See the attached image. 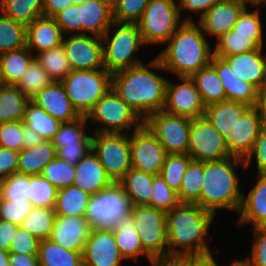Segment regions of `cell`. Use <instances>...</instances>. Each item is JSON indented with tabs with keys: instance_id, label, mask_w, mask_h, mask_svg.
Wrapping results in <instances>:
<instances>
[{
	"instance_id": "cell-1",
	"label": "cell",
	"mask_w": 266,
	"mask_h": 266,
	"mask_svg": "<svg viewBox=\"0 0 266 266\" xmlns=\"http://www.w3.org/2000/svg\"><path fill=\"white\" fill-rule=\"evenodd\" d=\"M147 66L143 63L112 74V89L143 121L163 110L168 82L154 72L164 70L156 57Z\"/></svg>"
},
{
	"instance_id": "cell-2",
	"label": "cell",
	"mask_w": 266,
	"mask_h": 266,
	"mask_svg": "<svg viewBox=\"0 0 266 266\" xmlns=\"http://www.w3.org/2000/svg\"><path fill=\"white\" fill-rule=\"evenodd\" d=\"M183 21L156 58L164 71L179 77H191L210 64L213 51L200 25L191 16Z\"/></svg>"
},
{
	"instance_id": "cell-3",
	"label": "cell",
	"mask_w": 266,
	"mask_h": 266,
	"mask_svg": "<svg viewBox=\"0 0 266 266\" xmlns=\"http://www.w3.org/2000/svg\"><path fill=\"white\" fill-rule=\"evenodd\" d=\"M215 216L195 203H180L166 212L168 258L210 252L205 236Z\"/></svg>"
},
{
	"instance_id": "cell-4",
	"label": "cell",
	"mask_w": 266,
	"mask_h": 266,
	"mask_svg": "<svg viewBox=\"0 0 266 266\" xmlns=\"http://www.w3.org/2000/svg\"><path fill=\"white\" fill-rule=\"evenodd\" d=\"M239 163L245 166L244 160L236 156L205 161L202 191L195 204L214 214L218 209L238 213L243 196L235 169Z\"/></svg>"
},
{
	"instance_id": "cell-5",
	"label": "cell",
	"mask_w": 266,
	"mask_h": 266,
	"mask_svg": "<svg viewBox=\"0 0 266 266\" xmlns=\"http://www.w3.org/2000/svg\"><path fill=\"white\" fill-rule=\"evenodd\" d=\"M102 44L103 65L112 74L143 64L134 58L139 48L143 45L145 47L141 31L136 23L114 21L102 36Z\"/></svg>"
},
{
	"instance_id": "cell-6",
	"label": "cell",
	"mask_w": 266,
	"mask_h": 266,
	"mask_svg": "<svg viewBox=\"0 0 266 266\" xmlns=\"http://www.w3.org/2000/svg\"><path fill=\"white\" fill-rule=\"evenodd\" d=\"M67 96L80 116H88L96 103L112 88V73L105 68L71 70L61 81Z\"/></svg>"
},
{
	"instance_id": "cell-7",
	"label": "cell",
	"mask_w": 266,
	"mask_h": 266,
	"mask_svg": "<svg viewBox=\"0 0 266 266\" xmlns=\"http://www.w3.org/2000/svg\"><path fill=\"white\" fill-rule=\"evenodd\" d=\"M175 0H150L137 23L144 44H166L183 23Z\"/></svg>"
},
{
	"instance_id": "cell-8",
	"label": "cell",
	"mask_w": 266,
	"mask_h": 266,
	"mask_svg": "<svg viewBox=\"0 0 266 266\" xmlns=\"http://www.w3.org/2000/svg\"><path fill=\"white\" fill-rule=\"evenodd\" d=\"M143 249L154 259L168 258L166 212L146 205L131 206Z\"/></svg>"
},
{
	"instance_id": "cell-9",
	"label": "cell",
	"mask_w": 266,
	"mask_h": 266,
	"mask_svg": "<svg viewBox=\"0 0 266 266\" xmlns=\"http://www.w3.org/2000/svg\"><path fill=\"white\" fill-rule=\"evenodd\" d=\"M129 198L118 183L92 195L85 218L92 229H112L121 218L130 214Z\"/></svg>"
},
{
	"instance_id": "cell-10",
	"label": "cell",
	"mask_w": 266,
	"mask_h": 266,
	"mask_svg": "<svg viewBox=\"0 0 266 266\" xmlns=\"http://www.w3.org/2000/svg\"><path fill=\"white\" fill-rule=\"evenodd\" d=\"M92 151L113 183H118L132 168L130 136L127 133H95L92 135Z\"/></svg>"
},
{
	"instance_id": "cell-11",
	"label": "cell",
	"mask_w": 266,
	"mask_h": 266,
	"mask_svg": "<svg viewBox=\"0 0 266 266\" xmlns=\"http://www.w3.org/2000/svg\"><path fill=\"white\" fill-rule=\"evenodd\" d=\"M87 119L102 125L95 133H128L129 128L136 130L144 124L112 88L96 103Z\"/></svg>"
},
{
	"instance_id": "cell-12",
	"label": "cell",
	"mask_w": 266,
	"mask_h": 266,
	"mask_svg": "<svg viewBox=\"0 0 266 266\" xmlns=\"http://www.w3.org/2000/svg\"><path fill=\"white\" fill-rule=\"evenodd\" d=\"M191 118L159 111L144 124L156 136L167 154H188Z\"/></svg>"
},
{
	"instance_id": "cell-13",
	"label": "cell",
	"mask_w": 266,
	"mask_h": 266,
	"mask_svg": "<svg viewBox=\"0 0 266 266\" xmlns=\"http://www.w3.org/2000/svg\"><path fill=\"white\" fill-rule=\"evenodd\" d=\"M188 155L195 161H214L230 157L226 139L205 116L191 120Z\"/></svg>"
},
{
	"instance_id": "cell-14",
	"label": "cell",
	"mask_w": 266,
	"mask_h": 266,
	"mask_svg": "<svg viewBox=\"0 0 266 266\" xmlns=\"http://www.w3.org/2000/svg\"><path fill=\"white\" fill-rule=\"evenodd\" d=\"M129 136L132 168L151 175H160L168 154L156 136L145 124L133 129Z\"/></svg>"
},
{
	"instance_id": "cell-15",
	"label": "cell",
	"mask_w": 266,
	"mask_h": 266,
	"mask_svg": "<svg viewBox=\"0 0 266 266\" xmlns=\"http://www.w3.org/2000/svg\"><path fill=\"white\" fill-rule=\"evenodd\" d=\"M175 84L168 80L163 111L191 119L204 116L206 106L190 77H179Z\"/></svg>"
},
{
	"instance_id": "cell-16",
	"label": "cell",
	"mask_w": 266,
	"mask_h": 266,
	"mask_svg": "<svg viewBox=\"0 0 266 266\" xmlns=\"http://www.w3.org/2000/svg\"><path fill=\"white\" fill-rule=\"evenodd\" d=\"M65 49L72 70L103 69L102 37L90 34L64 36Z\"/></svg>"
},
{
	"instance_id": "cell-17",
	"label": "cell",
	"mask_w": 266,
	"mask_h": 266,
	"mask_svg": "<svg viewBox=\"0 0 266 266\" xmlns=\"http://www.w3.org/2000/svg\"><path fill=\"white\" fill-rule=\"evenodd\" d=\"M84 266H122L113 229H91L82 252Z\"/></svg>"
},
{
	"instance_id": "cell-18",
	"label": "cell",
	"mask_w": 266,
	"mask_h": 266,
	"mask_svg": "<svg viewBox=\"0 0 266 266\" xmlns=\"http://www.w3.org/2000/svg\"><path fill=\"white\" fill-rule=\"evenodd\" d=\"M261 4L265 3H251L249 0H221L199 18L198 24L203 32L218 39L233 29L247 5L257 7Z\"/></svg>"
},
{
	"instance_id": "cell-19",
	"label": "cell",
	"mask_w": 266,
	"mask_h": 266,
	"mask_svg": "<svg viewBox=\"0 0 266 266\" xmlns=\"http://www.w3.org/2000/svg\"><path fill=\"white\" fill-rule=\"evenodd\" d=\"M261 128V116L258 108L250 107L237 121L226 139L230 155L244 159L252 150Z\"/></svg>"
},
{
	"instance_id": "cell-20",
	"label": "cell",
	"mask_w": 266,
	"mask_h": 266,
	"mask_svg": "<svg viewBox=\"0 0 266 266\" xmlns=\"http://www.w3.org/2000/svg\"><path fill=\"white\" fill-rule=\"evenodd\" d=\"M91 229L85 217L56 215L49 239L65 249L83 252Z\"/></svg>"
},
{
	"instance_id": "cell-21",
	"label": "cell",
	"mask_w": 266,
	"mask_h": 266,
	"mask_svg": "<svg viewBox=\"0 0 266 266\" xmlns=\"http://www.w3.org/2000/svg\"><path fill=\"white\" fill-rule=\"evenodd\" d=\"M31 101L60 123L73 122L81 117L73 107L61 82H52L38 92Z\"/></svg>"
},
{
	"instance_id": "cell-22",
	"label": "cell",
	"mask_w": 266,
	"mask_h": 266,
	"mask_svg": "<svg viewBox=\"0 0 266 266\" xmlns=\"http://www.w3.org/2000/svg\"><path fill=\"white\" fill-rule=\"evenodd\" d=\"M210 64L221 79L226 100L242 102L250 107L257 106L259 90L255 86L239 79L223 58L213 55Z\"/></svg>"
},
{
	"instance_id": "cell-23",
	"label": "cell",
	"mask_w": 266,
	"mask_h": 266,
	"mask_svg": "<svg viewBox=\"0 0 266 266\" xmlns=\"http://www.w3.org/2000/svg\"><path fill=\"white\" fill-rule=\"evenodd\" d=\"M217 57L223 58L239 79L258 90L266 82V54L262 50Z\"/></svg>"
},
{
	"instance_id": "cell-24",
	"label": "cell",
	"mask_w": 266,
	"mask_h": 266,
	"mask_svg": "<svg viewBox=\"0 0 266 266\" xmlns=\"http://www.w3.org/2000/svg\"><path fill=\"white\" fill-rule=\"evenodd\" d=\"M112 184L113 182L106 175L105 169L92 150L75 165L73 185L89 195L92 196Z\"/></svg>"
},
{
	"instance_id": "cell-25",
	"label": "cell",
	"mask_w": 266,
	"mask_h": 266,
	"mask_svg": "<svg viewBox=\"0 0 266 266\" xmlns=\"http://www.w3.org/2000/svg\"><path fill=\"white\" fill-rule=\"evenodd\" d=\"M64 34L55 18L40 16L26 31V47L34 54L53 49L62 44Z\"/></svg>"
},
{
	"instance_id": "cell-26",
	"label": "cell",
	"mask_w": 266,
	"mask_h": 266,
	"mask_svg": "<svg viewBox=\"0 0 266 266\" xmlns=\"http://www.w3.org/2000/svg\"><path fill=\"white\" fill-rule=\"evenodd\" d=\"M82 34L102 37L113 19L112 0H87L80 5Z\"/></svg>"
},
{
	"instance_id": "cell-27",
	"label": "cell",
	"mask_w": 266,
	"mask_h": 266,
	"mask_svg": "<svg viewBox=\"0 0 266 266\" xmlns=\"http://www.w3.org/2000/svg\"><path fill=\"white\" fill-rule=\"evenodd\" d=\"M255 186L245 196L238 211L241 224L252 223L254 227H266V173H258Z\"/></svg>"
},
{
	"instance_id": "cell-28",
	"label": "cell",
	"mask_w": 266,
	"mask_h": 266,
	"mask_svg": "<svg viewBox=\"0 0 266 266\" xmlns=\"http://www.w3.org/2000/svg\"><path fill=\"white\" fill-rule=\"evenodd\" d=\"M250 108L245 103L225 100L207 106L204 116L219 131L224 139H227L237 121Z\"/></svg>"
},
{
	"instance_id": "cell-29",
	"label": "cell",
	"mask_w": 266,
	"mask_h": 266,
	"mask_svg": "<svg viewBox=\"0 0 266 266\" xmlns=\"http://www.w3.org/2000/svg\"><path fill=\"white\" fill-rule=\"evenodd\" d=\"M112 229L117 247L124 261H136L138 257L142 255L147 256L151 264L155 261L143 249L139 233L136 231V225L130 214L121 218L117 226Z\"/></svg>"
},
{
	"instance_id": "cell-30",
	"label": "cell",
	"mask_w": 266,
	"mask_h": 266,
	"mask_svg": "<svg viewBox=\"0 0 266 266\" xmlns=\"http://www.w3.org/2000/svg\"><path fill=\"white\" fill-rule=\"evenodd\" d=\"M57 157V149L52 141L19 152L17 172L26 175H41L43 168Z\"/></svg>"
},
{
	"instance_id": "cell-31",
	"label": "cell",
	"mask_w": 266,
	"mask_h": 266,
	"mask_svg": "<svg viewBox=\"0 0 266 266\" xmlns=\"http://www.w3.org/2000/svg\"><path fill=\"white\" fill-rule=\"evenodd\" d=\"M35 59L33 53L23 47L0 54V79L3 85H14L21 80L30 63Z\"/></svg>"
},
{
	"instance_id": "cell-32",
	"label": "cell",
	"mask_w": 266,
	"mask_h": 266,
	"mask_svg": "<svg viewBox=\"0 0 266 266\" xmlns=\"http://www.w3.org/2000/svg\"><path fill=\"white\" fill-rule=\"evenodd\" d=\"M154 176L131 168L118 182L129 198L131 206L150 204Z\"/></svg>"
},
{
	"instance_id": "cell-33",
	"label": "cell",
	"mask_w": 266,
	"mask_h": 266,
	"mask_svg": "<svg viewBox=\"0 0 266 266\" xmlns=\"http://www.w3.org/2000/svg\"><path fill=\"white\" fill-rule=\"evenodd\" d=\"M190 78L195 83L206 107L226 100L221 79L211 64L203 67Z\"/></svg>"
},
{
	"instance_id": "cell-34",
	"label": "cell",
	"mask_w": 266,
	"mask_h": 266,
	"mask_svg": "<svg viewBox=\"0 0 266 266\" xmlns=\"http://www.w3.org/2000/svg\"><path fill=\"white\" fill-rule=\"evenodd\" d=\"M263 36L238 35L233 29L217 39L214 56H231L263 50Z\"/></svg>"
},
{
	"instance_id": "cell-35",
	"label": "cell",
	"mask_w": 266,
	"mask_h": 266,
	"mask_svg": "<svg viewBox=\"0 0 266 266\" xmlns=\"http://www.w3.org/2000/svg\"><path fill=\"white\" fill-rule=\"evenodd\" d=\"M39 266H84L80 251H72L61 247L52 240L39 242Z\"/></svg>"
},
{
	"instance_id": "cell-36",
	"label": "cell",
	"mask_w": 266,
	"mask_h": 266,
	"mask_svg": "<svg viewBox=\"0 0 266 266\" xmlns=\"http://www.w3.org/2000/svg\"><path fill=\"white\" fill-rule=\"evenodd\" d=\"M91 195L75 185L57 190L55 213L57 216L85 217Z\"/></svg>"
},
{
	"instance_id": "cell-37",
	"label": "cell",
	"mask_w": 266,
	"mask_h": 266,
	"mask_svg": "<svg viewBox=\"0 0 266 266\" xmlns=\"http://www.w3.org/2000/svg\"><path fill=\"white\" fill-rule=\"evenodd\" d=\"M30 99L14 85H0V124L3 122L23 121Z\"/></svg>"
},
{
	"instance_id": "cell-38",
	"label": "cell",
	"mask_w": 266,
	"mask_h": 266,
	"mask_svg": "<svg viewBox=\"0 0 266 266\" xmlns=\"http://www.w3.org/2000/svg\"><path fill=\"white\" fill-rule=\"evenodd\" d=\"M0 12L27 27L43 16V0H1Z\"/></svg>"
},
{
	"instance_id": "cell-39",
	"label": "cell",
	"mask_w": 266,
	"mask_h": 266,
	"mask_svg": "<svg viewBox=\"0 0 266 266\" xmlns=\"http://www.w3.org/2000/svg\"><path fill=\"white\" fill-rule=\"evenodd\" d=\"M34 56L53 82H61L72 70L62 44Z\"/></svg>"
},
{
	"instance_id": "cell-40",
	"label": "cell",
	"mask_w": 266,
	"mask_h": 266,
	"mask_svg": "<svg viewBox=\"0 0 266 266\" xmlns=\"http://www.w3.org/2000/svg\"><path fill=\"white\" fill-rule=\"evenodd\" d=\"M23 123L30 129L38 132L45 141H52L61 124L31 100L26 107Z\"/></svg>"
},
{
	"instance_id": "cell-41",
	"label": "cell",
	"mask_w": 266,
	"mask_h": 266,
	"mask_svg": "<svg viewBox=\"0 0 266 266\" xmlns=\"http://www.w3.org/2000/svg\"><path fill=\"white\" fill-rule=\"evenodd\" d=\"M56 213L54 208L34 207L20 225L39 241L47 240L51 236Z\"/></svg>"
},
{
	"instance_id": "cell-42",
	"label": "cell",
	"mask_w": 266,
	"mask_h": 266,
	"mask_svg": "<svg viewBox=\"0 0 266 266\" xmlns=\"http://www.w3.org/2000/svg\"><path fill=\"white\" fill-rule=\"evenodd\" d=\"M204 162L192 160L184 174L178 198L181 203H195L203 186Z\"/></svg>"
},
{
	"instance_id": "cell-43",
	"label": "cell",
	"mask_w": 266,
	"mask_h": 266,
	"mask_svg": "<svg viewBox=\"0 0 266 266\" xmlns=\"http://www.w3.org/2000/svg\"><path fill=\"white\" fill-rule=\"evenodd\" d=\"M27 27L0 12V54L26 47Z\"/></svg>"
},
{
	"instance_id": "cell-44",
	"label": "cell",
	"mask_w": 266,
	"mask_h": 266,
	"mask_svg": "<svg viewBox=\"0 0 266 266\" xmlns=\"http://www.w3.org/2000/svg\"><path fill=\"white\" fill-rule=\"evenodd\" d=\"M57 190L43 175H29L27 200L34 207L55 208Z\"/></svg>"
},
{
	"instance_id": "cell-45",
	"label": "cell",
	"mask_w": 266,
	"mask_h": 266,
	"mask_svg": "<svg viewBox=\"0 0 266 266\" xmlns=\"http://www.w3.org/2000/svg\"><path fill=\"white\" fill-rule=\"evenodd\" d=\"M53 82L47 72L42 66L34 59L21 80L17 83V87L22 93L30 100L42 89L47 87Z\"/></svg>"
},
{
	"instance_id": "cell-46",
	"label": "cell",
	"mask_w": 266,
	"mask_h": 266,
	"mask_svg": "<svg viewBox=\"0 0 266 266\" xmlns=\"http://www.w3.org/2000/svg\"><path fill=\"white\" fill-rule=\"evenodd\" d=\"M192 160L188 154H168L165 159L160 175L176 193L179 192L184 174Z\"/></svg>"
},
{
	"instance_id": "cell-47",
	"label": "cell",
	"mask_w": 266,
	"mask_h": 266,
	"mask_svg": "<svg viewBox=\"0 0 266 266\" xmlns=\"http://www.w3.org/2000/svg\"><path fill=\"white\" fill-rule=\"evenodd\" d=\"M87 122V117L81 116L73 122L61 123L57 133L52 139L55 148L79 144L88 135V133L85 132V125Z\"/></svg>"
},
{
	"instance_id": "cell-48",
	"label": "cell",
	"mask_w": 266,
	"mask_h": 266,
	"mask_svg": "<svg viewBox=\"0 0 266 266\" xmlns=\"http://www.w3.org/2000/svg\"><path fill=\"white\" fill-rule=\"evenodd\" d=\"M41 175H43L57 189H61L73 185L75 166L56 157L43 168Z\"/></svg>"
},
{
	"instance_id": "cell-49",
	"label": "cell",
	"mask_w": 266,
	"mask_h": 266,
	"mask_svg": "<svg viewBox=\"0 0 266 266\" xmlns=\"http://www.w3.org/2000/svg\"><path fill=\"white\" fill-rule=\"evenodd\" d=\"M181 202L178 194L173 191L161 175H155L153 180L151 201L148 206L168 212L177 207Z\"/></svg>"
},
{
	"instance_id": "cell-50",
	"label": "cell",
	"mask_w": 266,
	"mask_h": 266,
	"mask_svg": "<svg viewBox=\"0 0 266 266\" xmlns=\"http://www.w3.org/2000/svg\"><path fill=\"white\" fill-rule=\"evenodd\" d=\"M113 19L119 23H138L150 0H112Z\"/></svg>"
},
{
	"instance_id": "cell-51",
	"label": "cell",
	"mask_w": 266,
	"mask_h": 266,
	"mask_svg": "<svg viewBox=\"0 0 266 266\" xmlns=\"http://www.w3.org/2000/svg\"><path fill=\"white\" fill-rule=\"evenodd\" d=\"M29 175L13 173L0 180V199L8 201L27 200Z\"/></svg>"
},
{
	"instance_id": "cell-52",
	"label": "cell",
	"mask_w": 266,
	"mask_h": 266,
	"mask_svg": "<svg viewBox=\"0 0 266 266\" xmlns=\"http://www.w3.org/2000/svg\"><path fill=\"white\" fill-rule=\"evenodd\" d=\"M260 15L258 7L250 12L246 7L234 24L233 30L243 36H264Z\"/></svg>"
},
{
	"instance_id": "cell-53",
	"label": "cell",
	"mask_w": 266,
	"mask_h": 266,
	"mask_svg": "<svg viewBox=\"0 0 266 266\" xmlns=\"http://www.w3.org/2000/svg\"><path fill=\"white\" fill-rule=\"evenodd\" d=\"M34 209L29 200L8 201L0 199V220L21 225L26 215Z\"/></svg>"
},
{
	"instance_id": "cell-54",
	"label": "cell",
	"mask_w": 266,
	"mask_h": 266,
	"mask_svg": "<svg viewBox=\"0 0 266 266\" xmlns=\"http://www.w3.org/2000/svg\"><path fill=\"white\" fill-rule=\"evenodd\" d=\"M0 147L17 152L23 149V121L0 124Z\"/></svg>"
},
{
	"instance_id": "cell-55",
	"label": "cell",
	"mask_w": 266,
	"mask_h": 266,
	"mask_svg": "<svg viewBox=\"0 0 266 266\" xmlns=\"http://www.w3.org/2000/svg\"><path fill=\"white\" fill-rule=\"evenodd\" d=\"M54 18L61 28L64 36L69 33L70 35L82 34L80 5L72 4L58 13Z\"/></svg>"
},
{
	"instance_id": "cell-56",
	"label": "cell",
	"mask_w": 266,
	"mask_h": 266,
	"mask_svg": "<svg viewBox=\"0 0 266 266\" xmlns=\"http://www.w3.org/2000/svg\"><path fill=\"white\" fill-rule=\"evenodd\" d=\"M92 150V136L87 135L77 145H66L57 148V157L70 165H76L84 156Z\"/></svg>"
},
{
	"instance_id": "cell-57",
	"label": "cell",
	"mask_w": 266,
	"mask_h": 266,
	"mask_svg": "<svg viewBox=\"0 0 266 266\" xmlns=\"http://www.w3.org/2000/svg\"><path fill=\"white\" fill-rule=\"evenodd\" d=\"M39 242L40 241L36 237L19 226L14 238L12 239L9 252L38 255Z\"/></svg>"
},
{
	"instance_id": "cell-58",
	"label": "cell",
	"mask_w": 266,
	"mask_h": 266,
	"mask_svg": "<svg viewBox=\"0 0 266 266\" xmlns=\"http://www.w3.org/2000/svg\"><path fill=\"white\" fill-rule=\"evenodd\" d=\"M251 257L243 259L248 266H266V227H254Z\"/></svg>"
},
{
	"instance_id": "cell-59",
	"label": "cell",
	"mask_w": 266,
	"mask_h": 266,
	"mask_svg": "<svg viewBox=\"0 0 266 266\" xmlns=\"http://www.w3.org/2000/svg\"><path fill=\"white\" fill-rule=\"evenodd\" d=\"M253 157L256 159L257 174L266 173V129L264 128H261L252 150L243 159L244 167L248 168L250 166Z\"/></svg>"
},
{
	"instance_id": "cell-60",
	"label": "cell",
	"mask_w": 266,
	"mask_h": 266,
	"mask_svg": "<svg viewBox=\"0 0 266 266\" xmlns=\"http://www.w3.org/2000/svg\"><path fill=\"white\" fill-rule=\"evenodd\" d=\"M19 152L0 147V180L17 172Z\"/></svg>"
},
{
	"instance_id": "cell-61",
	"label": "cell",
	"mask_w": 266,
	"mask_h": 266,
	"mask_svg": "<svg viewBox=\"0 0 266 266\" xmlns=\"http://www.w3.org/2000/svg\"><path fill=\"white\" fill-rule=\"evenodd\" d=\"M221 0H179V14L181 16V10L191 13H198L201 18L208 10H210L215 4Z\"/></svg>"
},
{
	"instance_id": "cell-62",
	"label": "cell",
	"mask_w": 266,
	"mask_h": 266,
	"mask_svg": "<svg viewBox=\"0 0 266 266\" xmlns=\"http://www.w3.org/2000/svg\"><path fill=\"white\" fill-rule=\"evenodd\" d=\"M178 259L185 266H219L212 256L211 251L202 254L184 255Z\"/></svg>"
},
{
	"instance_id": "cell-63",
	"label": "cell",
	"mask_w": 266,
	"mask_h": 266,
	"mask_svg": "<svg viewBox=\"0 0 266 266\" xmlns=\"http://www.w3.org/2000/svg\"><path fill=\"white\" fill-rule=\"evenodd\" d=\"M19 225L0 220V249L9 251Z\"/></svg>"
},
{
	"instance_id": "cell-64",
	"label": "cell",
	"mask_w": 266,
	"mask_h": 266,
	"mask_svg": "<svg viewBox=\"0 0 266 266\" xmlns=\"http://www.w3.org/2000/svg\"><path fill=\"white\" fill-rule=\"evenodd\" d=\"M70 5V0H43V16L54 18Z\"/></svg>"
},
{
	"instance_id": "cell-65",
	"label": "cell",
	"mask_w": 266,
	"mask_h": 266,
	"mask_svg": "<svg viewBox=\"0 0 266 266\" xmlns=\"http://www.w3.org/2000/svg\"><path fill=\"white\" fill-rule=\"evenodd\" d=\"M10 266H39L38 255L10 253Z\"/></svg>"
},
{
	"instance_id": "cell-66",
	"label": "cell",
	"mask_w": 266,
	"mask_h": 266,
	"mask_svg": "<svg viewBox=\"0 0 266 266\" xmlns=\"http://www.w3.org/2000/svg\"><path fill=\"white\" fill-rule=\"evenodd\" d=\"M44 141L45 140L38 132L25 126L23 123V148H32L43 143Z\"/></svg>"
},
{
	"instance_id": "cell-67",
	"label": "cell",
	"mask_w": 266,
	"mask_h": 266,
	"mask_svg": "<svg viewBox=\"0 0 266 266\" xmlns=\"http://www.w3.org/2000/svg\"><path fill=\"white\" fill-rule=\"evenodd\" d=\"M152 266H185L178 258L156 259Z\"/></svg>"
},
{
	"instance_id": "cell-68",
	"label": "cell",
	"mask_w": 266,
	"mask_h": 266,
	"mask_svg": "<svg viewBox=\"0 0 266 266\" xmlns=\"http://www.w3.org/2000/svg\"><path fill=\"white\" fill-rule=\"evenodd\" d=\"M257 106H266V82L259 89Z\"/></svg>"
},
{
	"instance_id": "cell-69",
	"label": "cell",
	"mask_w": 266,
	"mask_h": 266,
	"mask_svg": "<svg viewBox=\"0 0 266 266\" xmlns=\"http://www.w3.org/2000/svg\"><path fill=\"white\" fill-rule=\"evenodd\" d=\"M9 255V251L0 249V266H10Z\"/></svg>"
},
{
	"instance_id": "cell-70",
	"label": "cell",
	"mask_w": 266,
	"mask_h": 266,
	"mask_svg": "<svg viewBox=\"0 0 266 266\" xmlns=\"http://www.w3.org/2000/svg\"><path fill=\"white\" fill-rule=\"evenodd\" d=\"M261 116V127L266 129V106H256Z\"/></svg>"
},
{
	"instance_id": "cell-71",
	"label": "cell",
	"mask_w": 266,
	"mask_h": 266,
	"mask_svg": "<svg viewBox=\"0 0 266 266\" xmlns=\"http://www.w3.org/2000/svg\"><path fill=\"white\" fill-rule=\"evenodd\" d=\"M230 266H248L243 260H234Z\"/></svg>"
},
{
	"instance_id": "cell-72",
	"label": "cell",
	"mask_w": 266,
	"mask_h": 266,
	"mask_svg": "<svg viewBox=\"0 0 266 266\" xmlns=\"http://www.w3.org/2000/svg\"><path fill=\"white\" fill-rule=\"evenodd\" d=\"M87 0H70L71 4L82 5Z\"/></svg>"
},
{
	"instance_id": "cell-73",
	"label": "cell",
	"mask_w": 266,
	"mask_h": 266,
	"mask_svg": "<svg viewBox=\"0 0 266 266\" xmlns=\"http://www.w3.org/2000/svg\"><path fill=\"white\" fill-rule=\"evenodd\" d=\"M251 3H265L264 6H266V0H249Z\"/></svg>"
}]
</instances>
